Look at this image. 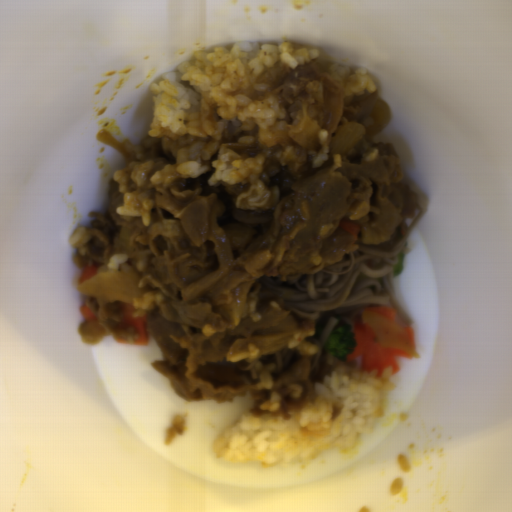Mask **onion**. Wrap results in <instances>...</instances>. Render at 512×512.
Returning a JSON list of instances; mask_svg holds the SVG:
<instances>
[{"mask_svg":"<svg viewBox=\"0 0 512 512\" xmlns=\"http://www.w3.org/2000/svg\"><path fill=\"white\" fill-rule=\"evenodd\" d=\"M139 276L135 272H107L95 274L76 286L85 296L99 300H115L132 303L140 299L145 290L139 287Z\"/></svg>","mask_w":512,"mask_h":512,"instance_id":"06740285","label":"onion"},{"mask_svg":"<svg viewBox=\"0 0 512 512\" xmlns=\"http://www.w3.org/2000/svg\"><path fill=\"white\" fill-rule=\"evenodd\" d=\"M362 319L368 325L380 346L397 348L412 357L420 358V354L403 324L365 310L362 312Z\"/></svg>","mask_w":512,"mask_h":512,"instance_id":"6bf65262","label":"onion"},{"mask_svg":"<svg viewBox=\"0 0 512 512\" xmlns=\"http://www.w3.org/2000/svg\"><path fill=\"white\" fill-rule=\"evenodd\" d=\"M366 135V129L362 124L346 123L332 138L329 150L330 154L342 155L353 149Z\"/></svg>","mask_w":512,"mask_h":512,"instance_id":"55239325","label":"onion"},{"mask_svg":"<svg viewBox=\"0 0 512 512\" xmlns=\"http://www.w3.org/2000/svg\"><path fill=\"white\" fill-rule=\"evenodd\" d=\"M116 213L125 215V216H129V217H133V218L140 217L142 224L144 226L147 227V226L151 225V221H152L151 215L148 213H143L141 210H131L128 207H126L125 205H120V206H117Z\"/></svg>","mask_w":512,"mask_h":512,"instance_id":"23ac38db","label":"onion"}]
</instances>
